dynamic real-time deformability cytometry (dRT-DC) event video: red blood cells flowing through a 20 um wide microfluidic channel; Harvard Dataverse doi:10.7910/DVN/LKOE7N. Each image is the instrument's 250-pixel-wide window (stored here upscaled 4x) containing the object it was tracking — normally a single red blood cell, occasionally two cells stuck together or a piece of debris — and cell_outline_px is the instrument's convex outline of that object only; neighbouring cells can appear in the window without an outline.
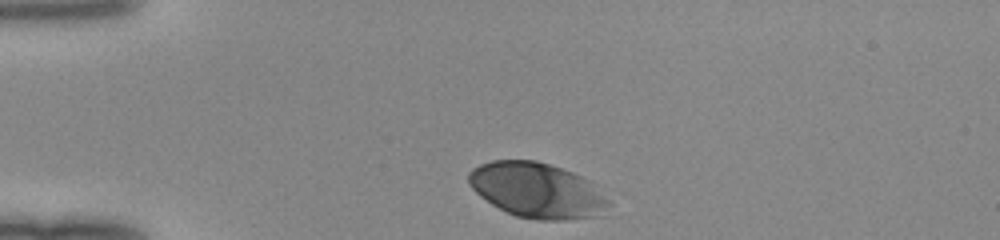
{"species": "human", "species_latin": "Homo sapiens", "temperature_condition": "room temperature", "stored_images_in_passage": 30, "camera_frame_rate_fps": 3000, "um_per_image_px": 0.085, "donor": {"sex": "female"}, "frame": {"image": 1, "passage_image": 1, "time_ms": 0.0, "image_size_px": [1000, 240], "cell_outline_px": [[612, 204], [592, 216], [564, 220], [536, 220], [516, 216], [492, 204], [480, 196], [468, 184], [468, 172], [472, 168], [480, 164], [492, 160], [536, 160], [572, 172], [588, 180]], "centroid_in_image_um": [45.58, 16.16], "position_along_channel_um": 39.4, "area_um2": 44.45}}
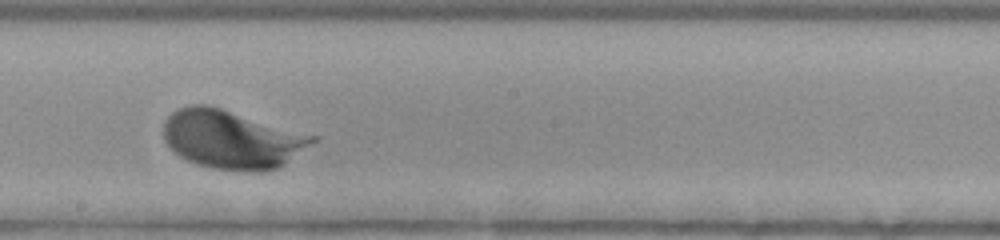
{"frame": {"image": 2, "passage_image": 18, "time_ms": 5.667, "image_size_px": [1000, 240], "cell_outline_px": [[320, 140], [284, 164], [276, 168], [260, 172], [248, 172], [212, 168], [196, 164], [180, 156], [164, 140], [164, 120], [172, 112], [180, 108], [192, 104], [204, 104], [220, 108], [320, 136]], "centroid_in_image_um": [19.77, 11.85], "position_along_channel_um": 228.4, "area_um2": 51.04}}
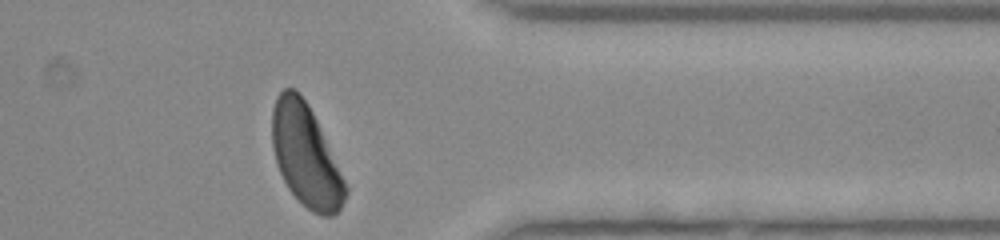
{"frame": {"image": 3, "passage_image": 30, "time_ms": 9.667, "image_size_px": [1000, 240], "cell_outline_px": [[348, 192], [340, 208], [332, 216], [320, 216], [312, 212], [288, 188], [276, 164], [272, 148], [272, 108], [276, 96], [284, 88], [296, 88], [300, 92], [308, 104], [316, 120], [348, 188]], "centroid_in_image_um": [25.96, 13.2], "position_along_channel_um": 385.4, "area_um2": 43.12}}